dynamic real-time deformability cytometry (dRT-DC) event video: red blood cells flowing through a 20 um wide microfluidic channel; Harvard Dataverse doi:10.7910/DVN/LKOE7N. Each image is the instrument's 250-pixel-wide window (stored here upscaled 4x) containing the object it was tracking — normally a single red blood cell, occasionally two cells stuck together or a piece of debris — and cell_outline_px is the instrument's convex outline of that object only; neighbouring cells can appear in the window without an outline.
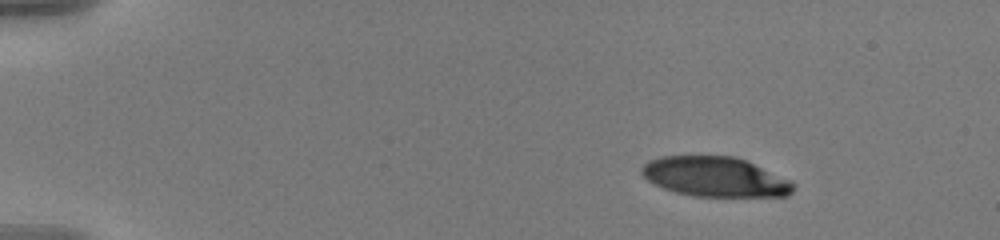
{"species": "human", "species_latin": "Homo sapiens", "temperature_condition": "warm", "stored_images_in_passage": 50, "camera_frame_rate_fps": 3000, "um_per_image_px": 0.085, "donor": {"sex": "male"}, "frame": {"image": 1, "passage_image": 1, "time_ms": 0.0, "image_size_px": [1000, 240], "cell_outline_px": [[796, 188], [788, 196], [696, 196], [676, 192], [664, 188], [648, 180], [640, 172], [640, 168], [648, 160], [660, 156], [736, 156], [792, 180], [796, 184]], "centroid_in_image_um": [60.82, 15.02], "position_along_channel_um": 24.2, "area_um2": 35.26}}
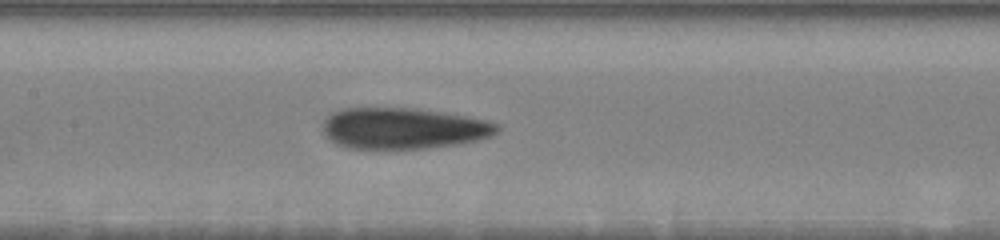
{"frame": {"image": 2, "passage_image": 22, "time_ms": 7.0, "image_size_px": [1000, 240], "cell_outline_px": [[500, 128], [492, 136], [460, 144], [424, 148], [348, 148], [332, 140], [324, 132], [324, 120], [332, 112], [340, 108], [416, 108], [444, 112], [484, 120], [500, 124]], "centroid_in_image_um": [34.31, 10.89], "position_along_channel_um": 173.1, "area_um2": 41.5}}
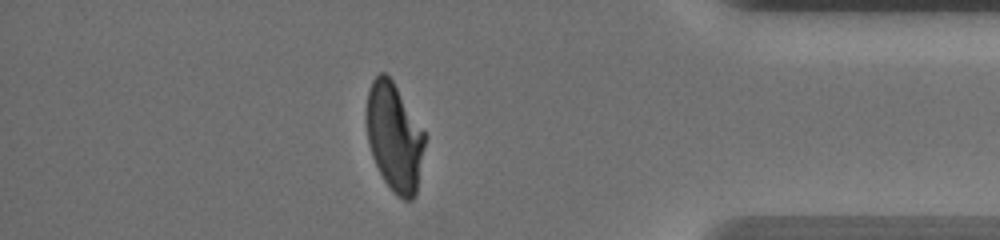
{"frame": {"image": 3, "passage_image": 43, "time_ms": 14.0, "image_size_px": [1000, 240], "cell_outline_px": [[424, 144], [416, 196], [412, 200], [404, 200], [384, 180], [372, 156], [368, 140], [364, 120], [364, 116], [368, 92], [372, 80], [380, 72], [384, 72], [392, 80], [424, 132]], "centroid_in_image_um": [33.48, 11.62], "position_along_channel_um": 401.7, "area_um2": 36.3}, "authors_computed_cell_mechanics": {"area_um2": 39.5352, "velocity_mm_per_s": 3.6203, "shape_relaxation_time_tau1_ms": 5.991, "shape_relaxation_time_tau2_ms": 1.5854, "deformation_change_tau1": 0.2277, "deformation_change_tau2": 0.0885}}